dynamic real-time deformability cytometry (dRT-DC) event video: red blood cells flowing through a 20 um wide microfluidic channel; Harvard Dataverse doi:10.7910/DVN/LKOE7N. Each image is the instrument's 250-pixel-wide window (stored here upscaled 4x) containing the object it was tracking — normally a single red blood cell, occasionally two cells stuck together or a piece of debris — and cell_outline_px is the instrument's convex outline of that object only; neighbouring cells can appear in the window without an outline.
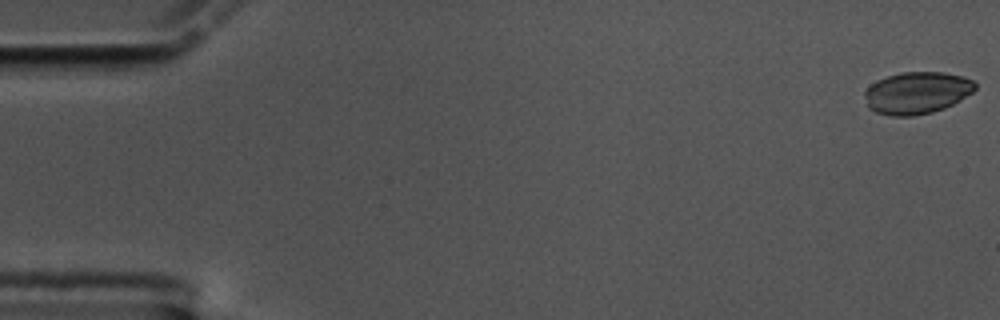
{"species": "common noctule bat (a hibernating species)", "species_latin": "Nyctalus noctula", "temperature_condition": "cold", "stored_images_in_passage": 57, "camera_frame_rate_fps": 3000, "um_per_image_px": 0.085, "animal": {"sex": "male", "body_mass_g": 17.5, "forearm_length_mm": 52.3}, "frame": {"image": 1, "passage_image": 1, "time_ms": 0.0, "image_size_px": [1000, 320], "cell_outline_px": [[976, 88], [972, 92], [960, 100], [944, 108], [932, 112], [912, 116], [888, 116], [876, 112], [868, 108], [864, 96], [864, 92], [876, 80], [900, 72], [944, 72], [964, 76], [972, 80], [976, 84]], "centroid_in_image_um": [77.92, 7.89], "position_along_channel_um": 7.1, "area_um2": 27.17}}
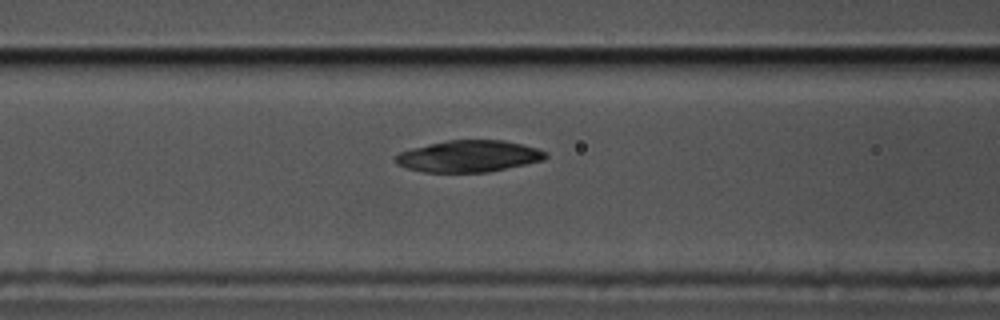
{"frame": {"image": 2, "passage_image": 23, "time_ms": 7.333, "image_size_px": [1000, 320], "cell_outline_px": [[548, 156], [544, 160], [488, 172], [424, 172], [408, 168], [396, 164], [396, 156], [400, 152], [412, 148], [428, 144], [448, 140], [504, 140], [536, 148], [548, 152]], "centroid_in_image_um": [39.86, 13.28], "position_along_channel_um": 126.7, "area_um2": 27.51}}
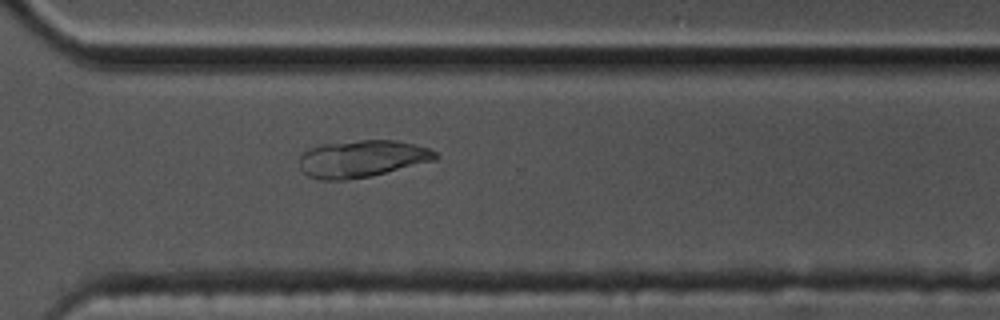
{"frame": {"image": 3, "passage_image": 41, "time_ms": 13.333, "image_size_px": [1000, 320], "cell_outline_px": [[440, 156], [436, 160], [368, 176], [344, 180], [320, 180], [308, 176], [300, 168], [300, 156], [308, 148], [324, 144], [360, 140], [396, 140], [416, 144], [428, 148], [436, 152]], "centroid_in_image_um": [30.77, 13.48], "position_along_channel_um": 339.8, "area_um2": 29.25}, "authors_computed_cell_mechanics": {"area_um2": 28.5532, "velocity_mm_per_s": 3.5567, "shape_relaxation_time_tau1_ms": 10.5077, "shape_relaxation_time_tau2_ms": null, "deformation_change_tau1": 0.1338, "deformation_change_tau2": null}}